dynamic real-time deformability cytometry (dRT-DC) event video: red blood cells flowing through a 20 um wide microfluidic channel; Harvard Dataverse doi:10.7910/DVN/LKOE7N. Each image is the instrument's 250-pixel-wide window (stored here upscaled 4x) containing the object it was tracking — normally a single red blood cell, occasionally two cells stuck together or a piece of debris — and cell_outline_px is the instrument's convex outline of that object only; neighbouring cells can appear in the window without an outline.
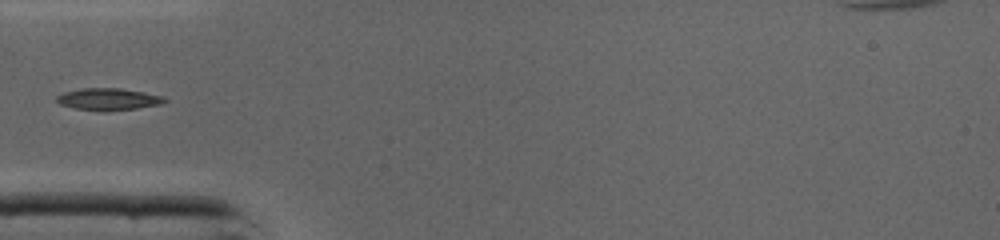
{"species": "common noctule bat (a hibernating species)", "species_latin": "Nyctalus noctula", "temperature_condition": "cold", "stored_images_in_passage": 32, "camera_frame_rate_fps": 3000, "um_per_image_px": 0.085, "animal": {"sex": "male", "body_mass_g": 19.0, "forearm_length_mm": 50.8}, "frame": {"image": 1, "passage_image": 1, "time_ms": 0.0, "image_size_px": [1000, 240], "cell_outline_px": [[168, 100], [160, 104], [136, 108], [104, 112], [76, 108], [60, 104], [56, 100], [56, 96], [64, 92], [80, 88], [120, 88], [164, 96]], "centroid_in_image_um": [9.2, 8.43], "position_along_channel_um": 75.8, "area_um2": 13.81}}
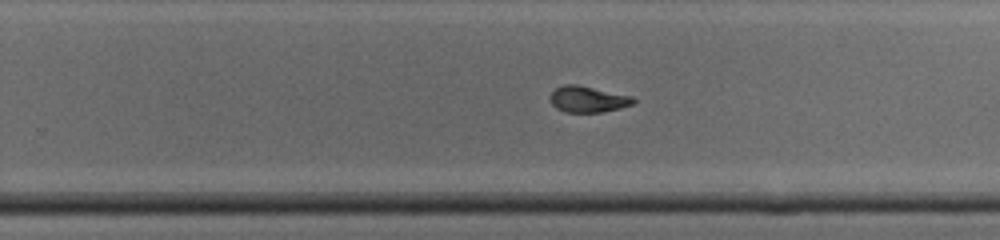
{"frame": {"image": 2, "passage_image": 15, "time_ms": 4.667, "image_size_px": [1000, 240], "cell_outline_px": [[636, 100], [632, 104], [620, 108], [600, 112], [564, 112], [556, 108], [552, 104], [548, 96], [556, 88], [564, 84], [576, 84], [632, 96]], "centroid_in_image_um": [49.93, 8.43], "position_along_channel_um": 279.9, "area_um2": 12.66}}
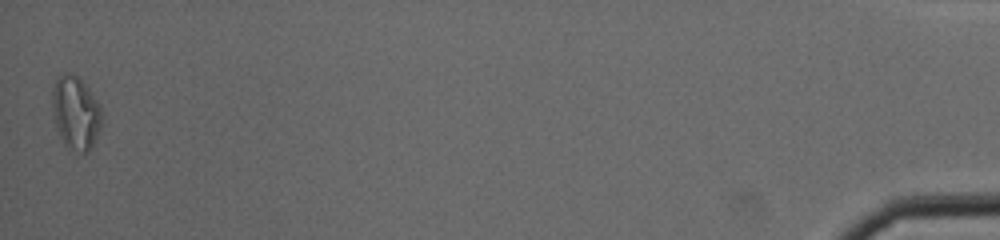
{"frame": {"image": 3, "passage_image": 32, "time_ms": 10.333, "image_size_px": [1000, 240], "cell_outline_px": [[100, 128], [88, 152], [80, 152], [68, 148], [64, 144], [56, 128], [52, 116], [52, 88], [56, 80], [64, 72], [72, 72], [88, 88], [100, 104]], "centroid_in_image_um": [6.39, 9.57], "position_along_channel_um": 428.8, "area_um2": 20.98}}